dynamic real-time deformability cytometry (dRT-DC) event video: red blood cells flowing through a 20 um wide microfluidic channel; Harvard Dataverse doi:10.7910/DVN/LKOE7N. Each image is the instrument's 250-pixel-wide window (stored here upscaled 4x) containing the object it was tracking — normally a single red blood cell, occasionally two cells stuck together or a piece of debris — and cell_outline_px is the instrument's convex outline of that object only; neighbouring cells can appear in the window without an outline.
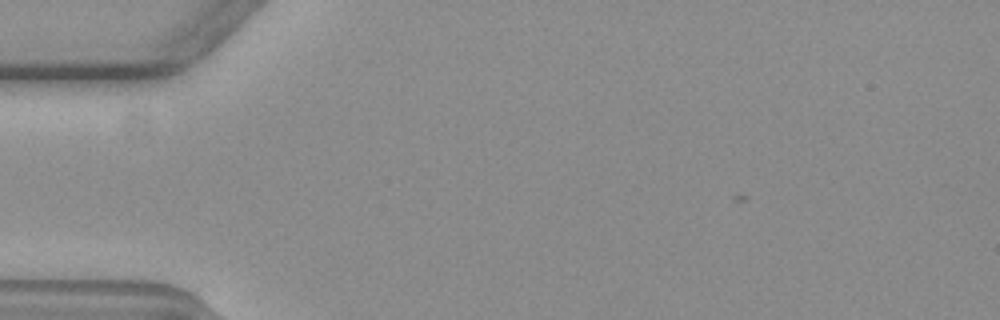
{"species": "common noctule bat (a hibernating species)", "species_latin": "Nyctalus noctula", "temperature_condition": "warm", "stored_images_in_passage": 1, "camera_frame_rate_fps": 3000, "um_per_image_px": 0.085, "animal": {"sex": "female", "body_mass_g": 19.3, "forearm_length_mm": 54.1}, "frame": {"image": 1, "passage_image": 1, "time_ms": 0.0, "image_size_px": [1000, 320], "cell_outline_px": [[268, 76], [236, 120], [216, 128], [200, 128], [200, 124], [204, 116], [256, 72], [268, 72]], "centroid_in_image_um": [19.89, 8.74], "position_along_channel_um": 65.1, "area_um2": 10.35}}